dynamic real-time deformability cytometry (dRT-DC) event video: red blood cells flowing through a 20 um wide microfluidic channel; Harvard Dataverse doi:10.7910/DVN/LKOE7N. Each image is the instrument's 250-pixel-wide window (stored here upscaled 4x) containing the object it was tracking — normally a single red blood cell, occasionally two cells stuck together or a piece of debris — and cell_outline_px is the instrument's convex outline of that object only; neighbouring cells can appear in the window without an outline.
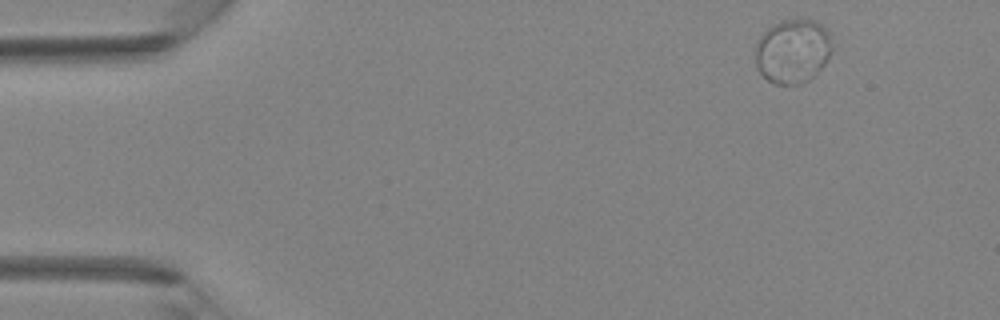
{"species": "Egyptian fruit bat (a non-hibernating species)", "species_latin": "Rousettus aegyptiacus", "temperature_condition": "room temperature", "stored_images_in_passage": 40, "camera_frame_rate_fps": 3000, "um_per_image_px": 0.085, "animal": {"sex": "female"}, "frame": {"image": 1, "passage_image": 1, "time_ms": 0.0, "image_size_px": [1000, 320], "cell_outline_px": [[832, 48], [824, 64], [816, 76], [808, 80], [788, 84], [776, 84], [768, 80], [756, 68], [756, 44], [760, 36], [772, 24], [780, 20], [816, 20], [828, 32]], "centroid_in_image_um": [67.36, 4.34], "position_along_channel_um": 17.6, "area_um2": 28.44}}
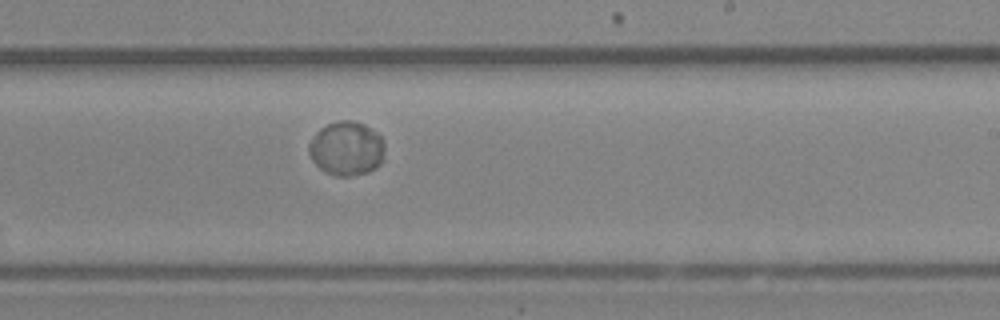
{"frame": {"image": 2, "passage_image": 23, "time_ms": 7.333, "image_size_px": [1000, 320], "cell_outline_px": [[384, 160], [376, 168], [368, 172], [352, 176], [336, 176], [324, 172], [312, 160], [308, 152], [308, 144], [316, 132], [320, 128], [328, 124], [340, 120], [352, 120], [364, 124], [376, 132], [384, 140]], "centroid_in_image_um": [29.46, 12.63], "position_along_channel_um": 259.5, "area_um2": 24.22}}
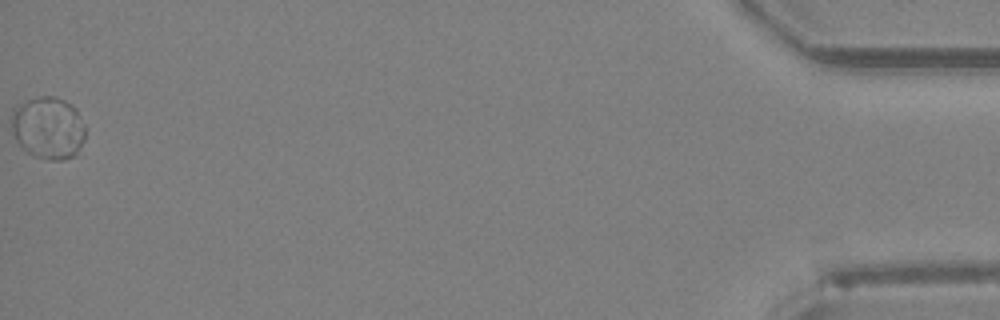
{"frame": {"image": 3, "passage_image": 40, "time_ms": 13.0, "image_size_px": [1000, 320], "cell_outline_px": [[84, 140], [76, 152], [72, 156], [64, 160], [56, 160], [36, 156], [28, 152], [16, 140], [12, 128], [12, 108], [28, 100], [40, 96], [52, 96], [64, 100], [76, 108], [84, 124]], "centroid_in_image_um": [4.1, 10.84], "position_along_channel_um": 431.1, "area_um2": 26.47}}